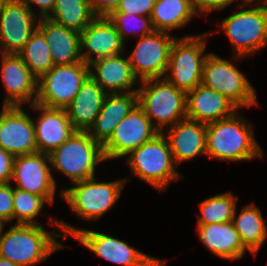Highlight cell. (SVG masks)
I'll return each mask as SVG.
<instances>
[{"mask_svg": "<svg viewBox=\"0 0 267 266\" xmlns=\"http://www.w3.org/2000/svg\"><path fill=\"white\" fill-rule=\"evenodd\" d=\"M30 106L34 111H41L37 122L33 120L37 152L51 154L76 132L66 109L49 108L38 103Z\"/></svg>", "mask_w": 267, "mask_h": 266, "instance_id": "cell-19", "label": "cell"}, {"mask_svg": "<svg viewBox=\"0 0 267 266\" xmlns=\"http://www.w3.org/2000/svg\"><path fill=\"white\" fill-rule=\"evenodd\" d=\"M160 132L153 126L143 109L137 104L114 129L112 136L103 145L107 160L121 158L153 139Z\"/></svg>", "mask_w": 267, "mask_h": 266, "instance_id": "cell-13", "label": "cell"}, {"mask_svg": "<svg viewBox=\"0 0 267 266\" xmlns=\"http://www.w3.org/2000/svg\"><path fill=\"white\" fill-rule=\"evenodd\" d=\"M50 220L52 225L60 227L64 231L63 238L68 235L73 236L87 249L109 262L123 266H165V260L140 252L117 238L88 229L75 228L62 220L55 221L54 218Z\"/></svg>", "mask_w": 267, "mask_h": 266, "instance_id": "cell-6", "label": "cell"}, {"mask_svg": "<svg viewBox=\"0 0 267 266\" xmlns=\"http://www.w3.org/2000/svg\"><path fill=\"white\" fill-rule=\"evenodd\" d=\"M30 10L32 8L31 4H34L39 8V18H46L52 11L55 6L56 0H21Z\"/></svg>", "mask_w": 267, "mask_h": 266, "instance_id": "cell-39", "label": "cell"}, {"mask_svg": "<svg viewBox=\"0 0 267 266\" xmlns=\"http://www.w3.org/2000/svg\"><path fill=\"white\" fill-rule=\"evenodd\" d=\"M49 156L50 166L69 177L72 183L94 177L95 167L106 161L103 146L81 131H76Z\"/></svg>", "mask_w": 267, "mask_h": 266, "instance_id": "cell-5", "label": "cell"}, {"mask_svg": "<svg viewBox=\"0 0 267 266\" xmlns=\"http://www.w3.org/2000/svg\"><path fill=\"white\" fill-rule=\"evenodd\" d=\"M95 176L64 189L63 199L71 210L83 219L97 221L118 201L127 178L111 182H96Z\"/></svg>", "mask_w": 267, "mask_h": 266, "instance_id": "cell-10", "label": "cell"}, {"mask_svg": "<svg viewBox=\"0 0 267 266\" xmlns=\"http://www.w3.org/2000/svg\"><path fill=\"white\" fill-rule=\"evenodd\" d=\"M196 15L191 0H156L150 17L155 31L185 26Z\"/></svg>", "mask_w": 267, "mask_h": 266, "instance_id": "cell-28", "label": "cell"}, {"mask_svg": "<svg viewBox=\"0 0 267 266\" xmlns=\"http://www.w3.org/2000/svg\"><path fill=\"white\" fill-rule=\"evenodd\" d=\"M89 76V65L83 61L54 65L38 80L35 103L49 108L66 109Z\"/></svg>", "mask_w": 267, "mask_h": 266, "instance_id": "cell-11", "label": "cell"}, {"mask_svg": "<svg viewBox=\"0 0 267 266\" xmlns=\"http://www.w3.org/2000/svg\"><path fill=\"white\" fill-rule=\"evenodd\" d=\"M236 0H234V2H235ZM252 2H254V0H243V3L239 6V7H248V5L250 6V5H252Z\"/></svg>", "mask_w": 267, "mask_h": 266, "instance_id": "cell-41", "label": "cell"}, {"mask_svg": "<svg viewBox=\"0 0 267 266\" xmlns=\"http://www.w3.org/2000/svg\"><path fill=\"white\" fill-rule=\"evenodd\" d=\"M124 45L115 25L108 17H96L80 33L81 58L88 65L97 59L123 53Z\"/></svg>", "mask_w": 267, "mask_h": 266, "instance_id": "cell-18", "label": "cell"}, {"mask_svg": "<svg viewBox=\"0 0 267 266\" xmlns=\"http://www.w3.org/2000/svg\"><path fill=\"white\" fill-rule=\"evenodd\" d=\"M9 0H0V13L2 12L4 5L8 2Z\"/></svg>", "mask_w": 267, "mask_h": 266, "instance_id": "cell-42", "label": "cell"}, {"mask_svg": "<svg viewBox=\"0 0 267 266\" xmlns=\"http://www.w3.org/2000/svg\"><path fill=\"white\" fill-rule=\"evenodd\" d=\"M50 47L54 65L82 62L80 53V34L61 26L48 18H40L37 28Z\"/></svg>", "mask_w": 267, "mask_h": 266, "instance_id": "cell-24", "label": "cell"}, {"mask_svg": "<svg viewBox=\"0 0 267 266\" xmlns=\"http://www.w3.org/2000/svg\"><path fill=\"white\" fill-rule=\"evenodd\" d=\"M46 18L80 34L96 16L89 0H56L53 11Z\"/></svg>", "mask_w": 267, "mask_h": 266, "instance_id": "cell-29", "label": "cell"}, {"mask_svg": "<svg viewBox=\"0 0 267 266\" xmlns=\"http://www.w3.org/2000/svg\"><path fill=\"white\" fill-rule=\"evenodd\" d=\"M3 228L4 225L0 228V257L21 266L40 263L64 247L57 242L60 234L53 237L41 224H15L5 233Z\"/></svg>", "mask_w": 267, "mask_h": 266, "instance_id": "cell-2", "label": "cell"}, {"mask_svg": "<svg viewBox=\"0 0 267 266\" xmlns=\"http://www.w3.org/2000/svg\"><path fill=\"white\" fill-rule=\"evenodd\" d=\"M126 156L131 174L162 192L173 180L182 177L174 167L175 162L163 133L157 134Z\"/></svg>", "mask_w": 267, "mask_h": 266, "instance_id": "cell-4", "label": "cell"}, {"mask_svg": "<svg viewBox=\"0 0 267 266\" xmlns=\"http://www.w3.org/2000/svg\"><path fill=\"white\" fill-rule=\"evenodd\" d=\"M175 39L164 31H154L139 38L128 57L133 73L139 82L164 78Z\"/></svg>", "mask_w": 267, "mask_h": 266, "instance_id": "cell-12", "label": "cell"}, {"mask_svg": "<svg viewBox=\"0 0 267 266\" xmlns=\"http://www.w3.org/2000/svg\"><path fill=\"white\" fill-rule=\"evenodd\" d=\"M238 108L219 92L199 84L186 93L187 119L211 123L232 116Z\"/></svg>", "mask_w": 267, "mask_h": 266, "instance_id": "cell-21", "label": "cell"}, {"mask_svg": "<svg viewBox=\"0 0 267 266\" xmlns=\"http://www.w3.org/2000/svg\"><path fill=\"white\" fill-rule=\"evenodd\" d=\"M200 241L220 258L241 259L247 250L241 243L233 221L198 225Z\"/></svg>", "mask_w": 267, "mask_h": 266, "instance_id": "cell-26", "label": "cell"}, {"mask_svg": "<svg viewBox=\"0 0 267 266\" xmlns=\"http://www.w3.org/2000/svg\"><path fill=\"white\" fill-rule=\"evenodd\" d=\"M38 23V16L21 0H9L0 13V54H18L37 30Z\"/></svg>", "mask_w": 267, "mask_h": 266, "instance_id": "cell-15", "label": "cell"}, {"mask_svg": "<svg viewBox=\"0 0 267 266\" xmlns=\"http://www.w3.org/2000/svg\"><path fill=\"white\" fill-rule=\"evenodd\" d=\"M12 183L0 184V223L13 221V186Z\"/></svg>", "mask_w": 267, "mask_h": 266, "instance_id": "cell-34", "label": "cell"}, {"mask_svg": "<svg viewBox=\"0 0 267 266\" xmlns=\"http://www.w3.org/2000/svg\"><path fill=\"white\" fill-rule=\"evenodd\" d=\"M1 80L6 89L3 105L21 106L36 102L38 79L33 75L18 54L1 53Z\"/></svg>", "mask_w": 267, "mask_h": 266, "instance_id": "cell-17", "label": "cell"}, {"mask_svg": "<svg viewBox=\"0 0 267 266\" xmlns=\"http://www.w3.org/2000/svg\"><path fill=\"white\" fill-rule=\"evenodd\" d=\"M140 84L141 87L137 88L138 105L160 133L165 126L171 127L187 119L184 91L165 78L148 79Z\"/></svg>", "mask_w": 267, "mask_h": 266, "instance_id": "cell-3", "label": "cell"}, {"mask_svg": "<svg viewBox=\"0 0 267 266\" xmlns=\"http://www.w3.org/2000/svg\"><path fill=\"white\" fill-rule=\"evenodd\" d=\"M49 48L44 35L37 29L18 52L38 80L54 66Z\"/></svg>", "mask_w": 267, "mask_h": 266, "instance_id": "cell-30", "label": "cell"}, {"mask_svg": "<svg viewBox=\"0 0 267 266\" xmlns=\"http://www.w3.org/2000/svg\"><path fill=\"white\" fill-rule=\"evenodd\" d=\"M24 111L3 105L0 112V147L15 157L37 152L33 119Z\"/></svg>", "mask_w": 267, "mask_h": 266, "instance_id": "cell-16", "label": "cell"}, {"mask_svg": "<svg viewBox=\"0 0 267 266\" xmlns=\"http://www.w3.org/2000/svg\"><path fill=\"white\" fill-rule=\"evenodd\" d=\"M233 223L243 246L256 256L267 237V228L261 210L251 203L243 207L236 218L235 209Z\"/></svg>", "mask_w": 267, "mask_h": 266, "instance_id": "cell-27", "label": "cell"}, {"mask_svg": "<svg viewBox=\"0 0 267 266\" xmlns=\"http://www.w3.org/2000/svg\"><path fill=\"white\" fill-rule=\"evenodd\" d=\"M122 56L121 53L100 58L89 64L90 76L107 93L137 91L132 88L140 82L133 73L129 58Z\"/></svg>", "mask_w": 267, "mask_h": 266, "instance_id": "cell-22", "label": "cell"}, {"mask_svg": "<svg viewBox=\"0 0 267 266\" xmlns=\"http://www.w3.org/2000/svg\"><path fill=\"white\" fill-rule=\"evenodd\" d=\"M207 34L212 33L176 37L173 42L164 78L185 93L201 84Z\"/></svg>", "mask_w": 267, "mask_h": 266, "instance_id": "cell-8", "label": "cell"}, {"mask_svg": "<svg viewBox=\"0 0 267 266\" xmlns=\"http://www.w3.org/2000/svg\"><path fill=\"white\" fill-rule=\"evenodd\" d=\"M168 128L166 133H162L168 141L175 165L200 154L206 155L207 124L185 119Z\"/></svg>", "mask_w": 267, "mask_h": 266, "instance_id": "cell-20", "label": "cell"}, {"mask_svg": "<svg viewBox=\"0 0 267 266\" xmlns=\"http://www.w3.org/2000/svg\"><path fill=\"white\" fill-rule=\"evenodd\" d=\"M138 104L137 91L108 93L99 115L87 133L102 146L112 136L117 124Z\"/></svg>", "mask_w": 267, "mask_h": 266, "instance_id": "cell-23", "label": "cell"}, {"mask_svg": "<svg viewBox=\"0 0 267 266\" xmlns=\"http://www.w3.org/2000/svg\"><path fill=\"white\" fill-rule=\"evenodd\" d=\"M15 156L0 147V184L11 183Z\"/></svg>", "mask_w": 267, "mask_h": 266, "instance_id": "cell-36", "label": "cell"}, {"mask_svg": "<svg viewBox=\"0 0 267 266\" xmlns=\"http://www.w3.org/2000/svg\"><path fill=\"white\" fill-rule=\"evenodd\" d=\"M49 163L50 156L41 152L16 156L12 176L15 188L42 196L48 204H53L56 181Z\"/></svg>", "mask_w": 267, "mask_h": 266, "instance_id": "cell-14", "label": "cell"}, {"mask_svg": "<svg viewBox=\"0 0 267 266\" xmlns=\"http://www.w3.org/2000/svg\"><path fill=\"white\" fill-rule=\"evenodd\" d=\"M0 266H21V265L0 257Z\"/></svg>", "mask_w": 267, "mask_h": 266, "instance_id": "cell-40", "label": "cell"}, {"mask_svg": "<svg viewBox=\"0 0 267 266\" xmlns=\"http://www.w3.org/2000/svg\"><path fill=\"white\" fill-rule=\"evenodd\" d=\"M252 126L237 112L207 124L206 155L211 159L244 161L263 157Z\"/></svg>", "mask_w": 267, "mask_h": 266, "instance_id": "cell-1", "label": "cell"}, {"mask_svg": "<svg viewBox=\"0 0 267 266\" xmlns=\"http://www.w3.org/2000/svg\"><path fill=\"white\" fill-rule=\"evenodd\" d=\"M96 17H108L122 0H89Z\"/></svg>", "mask_w": 267, "mask_h": 266, "instance_id": "cell-38", "label": "cell"}, {"mask_svg": "<svg viewBox=\"0 0 267 266\" xmlns=\"http://www.w3.org/2000/svg\"><path fill=\"white\" fill-rule=\"evenodd\" d=\"M108 95L89 76L66 108L69 120L76 131L87 132L99 115L103 102Z\"/></svg>", "mask_w": 267, "mask_h": 266, "instance_id": "cell-25", "label": "cell"}, {"mask_svg": "<svg viewBox=\"0 0 267 266\" xmlns=\"http://www.w3.org/2000/svg\"><path fill=\"white\" fill-rule=\"evenodd\" d=\"M45 203L48 202L42 196L13 187V220L17 218L16 224L39 225L34 218Z\"/></svg>", "mask_w": 267, "mask_h": 266, "instance_id": "cell-32", "label": "cell"}, {"mask_svg": "<svg viewBox=\"0 0 267 266\" xmlns=\"http://www.w3.org/2000/svg\"><path fill=\"white\" fill-rule=\"evenodd\" d=\"M262 5H259L261 4ZM256 7L240 10L222 19L219 26L224 30L233 46L237 59L257 53L267 46V0Z\"/></svg>", "mask_w": 267, "mask_h": 266, "instance_id": "cell-7", "label": "cell"}, {"mask_svg": "<svg viewBox=\"0 0 267 266\" xmlns=\"http://www.w3.org/2000/svg\"><path fill=\"white\" fill-rule=\"evenodd\" d=\"M155 1L156 0H122L113 12L147 16L151 14Z\"/></svg>", "mask_w": 267, "mask_h": 266, "instance_id": "cell-35", "label": "cell"}, {"mask_svg": "<svg viewBox=\"0 0 267 266\" xmlns=\"http://www.w3.org/2000/svg\"><path fill=\"white\" fill-rule=\"evenodd\" d=\"M233 2L234 0H191L194 12L196 14L206 12V16L209 12L221 10Z\"/></svg>", "mask_w": 267, "mask_h": 266, "instance_id": "cell-37", "label": "cell"}, {"mask_svg": "<svg viewBox=\"0 0 267 266\" xmlns=\"http://www.w3.org/2000/svg\"><path fill=\"white\" fill-rule=\"evenodd\" d=\"M201 84L213 89L237 108L258 105L256 90L248 79L233 65V62L225 60L215 53H208L202 68Z\"/></svg>", "mask_w": 267, "mask_h": 266, "instance_id": "cell-9", "label": "cell"}, {"mask_svg": "<svg viewBox=\"0 0 267 266\" xmlns=\"http://www.w3.org/2000/svg\"><path fill=\"white\" fill-rule=\"evenodd\" d=\"M237 199L231 192L217 194L205 199L199 204L202 215H197V225L233 221Z\"/></svg>", "mask_w": 267, "mask_h": 266, "instance_id": "cell-31", "label": "cell"}, {"mask_svg": "<svg viewBox=\"0 0 267 266\" xmlns=\"http://www.w3.org/2000/svg\"><path fill=\"white\" fill-rule=\"evenodd\" d=\"M108 19L115 25L124 43L127 34L132 33L135 35L137 32H139V38H141L155 31L150 15L139 16L130 13L112 12L108 16ZM137 29L138 31H136Z\"/></svg>", "mask_w": 267, "mask_h": 266, "instance_id": "cell-33", "label": "cell"}]
</instances>
